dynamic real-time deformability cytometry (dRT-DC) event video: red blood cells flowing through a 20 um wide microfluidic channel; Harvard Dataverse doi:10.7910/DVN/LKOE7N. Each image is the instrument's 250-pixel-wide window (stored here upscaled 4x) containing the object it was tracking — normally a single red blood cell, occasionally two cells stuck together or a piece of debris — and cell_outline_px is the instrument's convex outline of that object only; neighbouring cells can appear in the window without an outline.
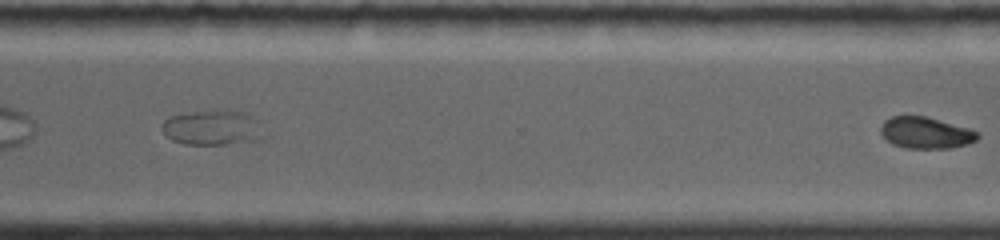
{"species": "common noctule bat (a hibernating species)", "species_latin": "Nyctalus noctula", "temperature_condition": "room temperature", "stored_images_in_passage": 35, "segment_of_instrument_passage": [2, 2], "camera_frame_rate_fps": 4000, "um_per_image_px": 0.085, "animal": {"sex": "female", "body_mass_g": 19.0, "forearm_length_mm": 56.7}, "frame": {"image": 1, "passage_image": 35, "time_ms": 8.5, "image_size_px": [1000, 240], "cell_outline_px": [[980, 136], [976, 140], [968, 144], [952, 148], [908, 148], [892, 144], [884, 140], [880, 132], [880, 124], [884, 120], [892, 116], [928, 116], [968, 128], [980, 132]], "centroid_in_image_um": [78.67, 11.28], "position_along_channel_um": 291.9, "area_um2": 18.09}}